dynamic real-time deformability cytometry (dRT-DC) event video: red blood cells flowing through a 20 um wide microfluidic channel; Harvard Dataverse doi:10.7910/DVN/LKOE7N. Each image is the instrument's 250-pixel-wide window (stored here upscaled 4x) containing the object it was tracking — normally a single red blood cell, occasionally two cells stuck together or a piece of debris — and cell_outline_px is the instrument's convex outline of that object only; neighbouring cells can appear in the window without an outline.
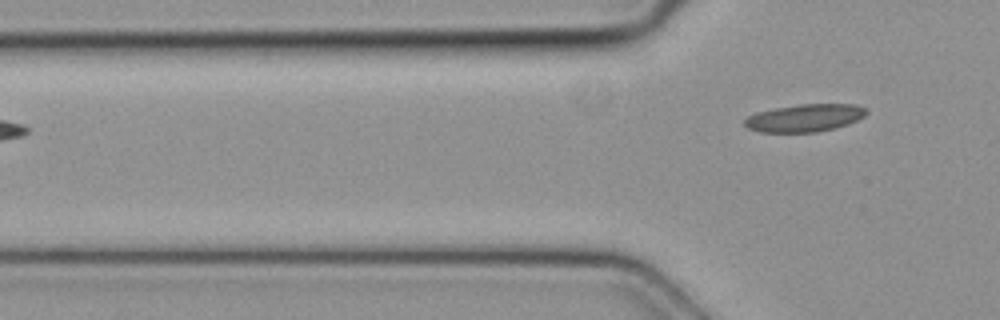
{"species": "common noctule bat (a hibernating species)", "species_latin": "Nyctalus noctula", "temperature_condition": "cold", "stored_images_in_passage": 3, "camera_frame_rate_fps": 3000, "um_per_image_px": 0.085, "animal": {"sex": "female", "body_mass_g": 19.3, "forearm_length_mm": 54.1}, "frame": {"image": 1, "passage_image": 3, "time_ms": 0.667, "image_size_px": [1000, 320], "cell_outline_px": [[868, 112], [864, 116], [848, 124], [836, 128], [816, 132], [760, 132], [748, 128], [744, 124], [744, 120], [748, 116], [756, 112], [776, 108], [800, 104], [856, 104], [868, 108]], "centroid_in_image_um": [68.43, 10.02], "position_along_channel_um": 57.4, "area_um2": 19.65}}